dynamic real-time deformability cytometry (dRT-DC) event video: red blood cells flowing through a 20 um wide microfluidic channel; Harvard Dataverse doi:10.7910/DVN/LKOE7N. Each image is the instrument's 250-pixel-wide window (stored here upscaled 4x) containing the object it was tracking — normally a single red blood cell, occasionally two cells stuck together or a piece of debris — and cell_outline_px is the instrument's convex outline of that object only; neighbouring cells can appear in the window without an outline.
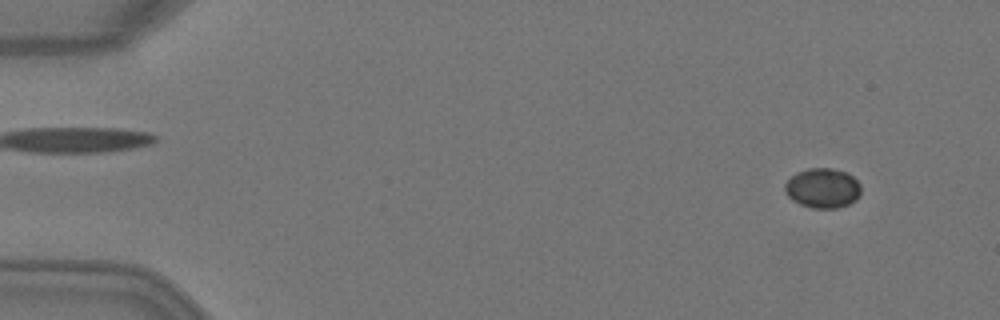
{"species": "Egyptian fruit bat (a non-hibernating species)", "species_latin": "Rousettus aegyptiacus", "temperature_condition": "warm", "stored_images_in_passage": 4, "camera_frame_rate_fps": 3000, "um_per_image_px": 0.085, "animal": {"sex": "female"}, "frame": {"image": 1, "passage_image": 1, "time_ms": 0.0, "image_size_px": [1000, 320], "cell_outline_px": [[860, 196], [856, 200], [848, 204], [836, 208], [812, 208], [800, 204], [792, 200], [788, 196], [784, 188], [784, 184], [796, 172], [808, 168], [832, 168], [848, 172], [860, 184]], "centroid_in_image_um": [69.93, 15.98], "position_along_channel_um": 15.1, "area_um2": 17.74}}
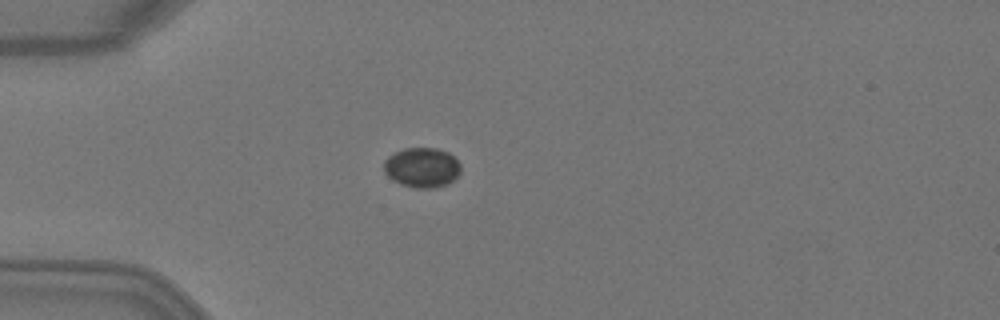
{"frame": {"image": 2, "passage_image": 3, "time_ms": 0.667, "image_size_px": [1000, 320], "cell_outline_px": [[460, 172], [452, 180], [444, 184], [432, 188], [416, 188], [400, 184], [392, 180], [384, 172], [384, 160], [388, 156], [404, 148], [436, 148], [448, 152], [460, 164]], "centroid_in_image_um": [35.83, 14.23], "position_along_channel_um": 49.2, "area_um2": 17.69}}